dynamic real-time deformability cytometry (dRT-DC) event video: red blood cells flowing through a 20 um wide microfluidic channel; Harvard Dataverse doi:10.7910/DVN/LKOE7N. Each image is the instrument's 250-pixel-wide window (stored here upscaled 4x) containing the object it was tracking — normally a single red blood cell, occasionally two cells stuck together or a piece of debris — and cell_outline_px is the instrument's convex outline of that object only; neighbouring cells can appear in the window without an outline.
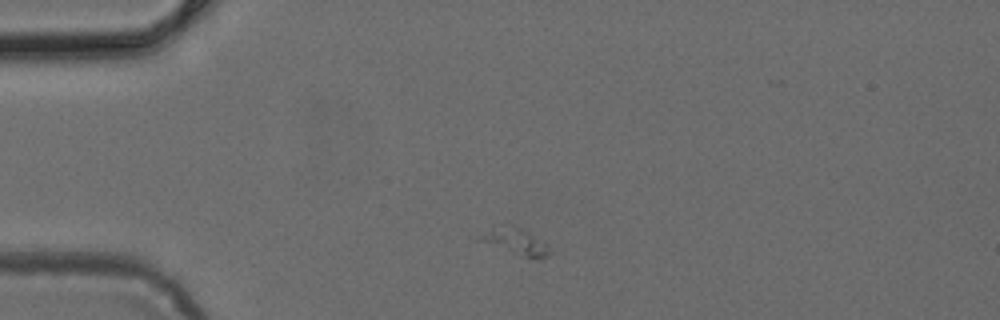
{"species": "common noctule bat (a hibernating species)", "species_latin": "Nyctalus noctula", "temperature_condition": "cold", "stored_images_in_passage": 4, "camera_frame_rate_fps": 3000, "um_per_image_px": 0.085, "animal": {"sex": "female", "body_mass_g": 24.6, "forearm_length_mm": 56.2}, "frame": {"image": 1, "passage_image": 1, "time_ms": 0.0, "image_size_px": [1000, 320], "cell_outline_px": [[552, 252], [548, 256], [528, 256], [476, 240], [492, 224], [516, 224], [548, 244]], "centroid_in_image_um": [43.78, 20.41], "position_along_channel_um": 41.2, "area_um2": 10.58}}
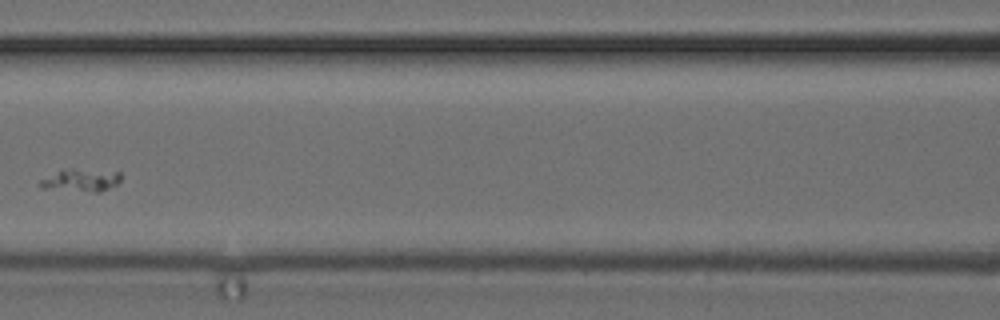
{"frame": {"image": 2, "passage_image": 4, "time_ms": 1.0, "image_size_px": [1000, 320], "cell_outline_px": [[120, 180], [116, 184], [100, 192], [92, 192], [40, 188], [36, 184], [40, 180], [60, 172], [72, 168], [120, 172]], "centroid_in_image_um": [6.88, 15.33], "position_along_channel_um": 159.7, "area_um2": 10.46}}